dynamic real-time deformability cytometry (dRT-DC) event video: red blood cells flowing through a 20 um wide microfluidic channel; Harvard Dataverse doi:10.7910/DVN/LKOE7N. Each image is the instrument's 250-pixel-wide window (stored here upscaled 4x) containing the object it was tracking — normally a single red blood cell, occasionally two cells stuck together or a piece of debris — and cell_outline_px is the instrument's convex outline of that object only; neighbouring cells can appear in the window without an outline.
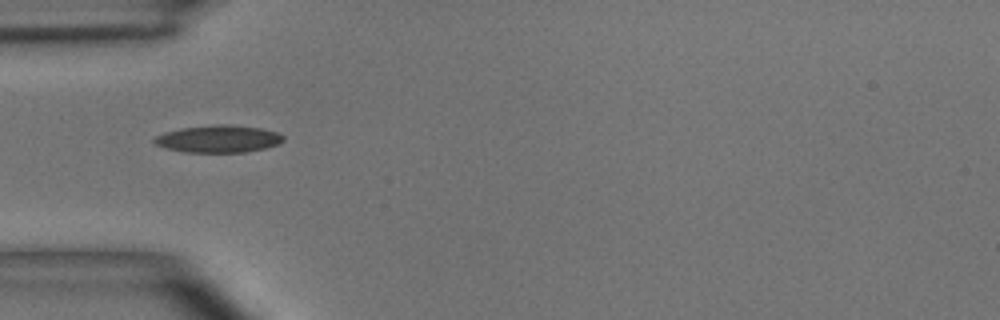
{"species": "common noctule bat (a hibernating species)", "species_latin": "Nyctalus noctula", "temperature_condition": "room temperature", "stored_images_in_passage": 4, "camera_frame_rate_fps": 3000, "um_per_image_px": 0.085, "animal": {"sex": "male", "body_mass_g": 15.6}, "frame": {"image": 1, "passage_image": 1, "time_ms": 0.0, "image_size_px": [1000, 320], "cell_outline_px": [[284, 140], [280, 144], [264, 148], [244, 152], [184, 152], [164, 148], [156, 144], [152, 140], [156, 136], [164, 132], [180, 128], [220, 124], [232, 124], [260, 128], [276, 132], [284, 136]], "centroid_in_image_um": [18.56, 11.8], "position_along_channel_um": 66.4, "area_um2": 20.58}}
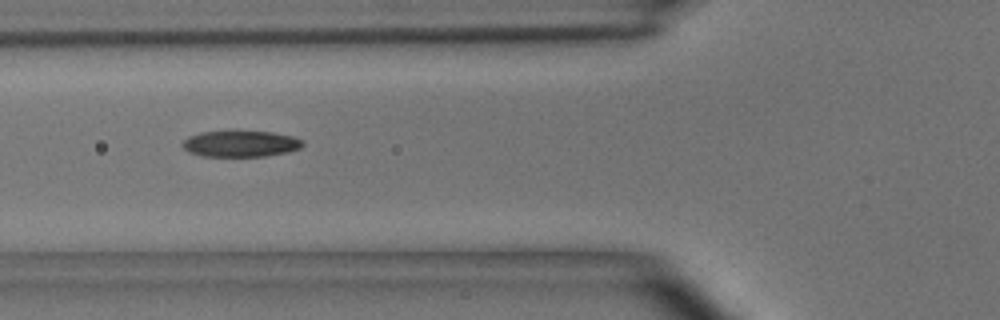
{"frame": {"image": 2, "passage_image": 2, "time_ms": 1.0, "image_size_px": [1000, 320], "cell_outline_px": [[304, 144], [300, 148], [288, 152], [264, 156], [204, 156], [188, 152], [180, 144], [188, 136], [200, 132], [272, 132], [292, 136], [304, 140]], "centroid_in_image_um": [20.45, 12.22], "position_along_channel_um": 105.4, "area_um2": 18.21}}